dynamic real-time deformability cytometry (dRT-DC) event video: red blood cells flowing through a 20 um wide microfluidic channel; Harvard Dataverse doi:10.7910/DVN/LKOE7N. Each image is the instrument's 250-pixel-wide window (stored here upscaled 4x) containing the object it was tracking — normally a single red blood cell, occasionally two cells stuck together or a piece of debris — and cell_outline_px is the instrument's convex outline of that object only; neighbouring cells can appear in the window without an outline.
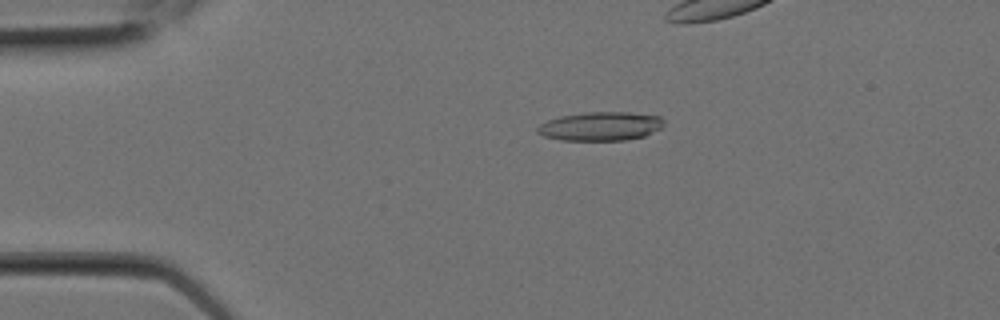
{"species": "Egyptian fruit bat (a non-hibernating species)", "species_latin": "Rousettus aegyptiacus", "temperature_condition": "room temperature", "stored_images_in_passage": 7, "camera_frame_rate_fps": 3000, "um_per_image_px": 0.085, "animal": {"sex": "female"}, "frame": {"image": 1, "passage_image": 3, "time_ms": 0.667, "image_size_px": [1000, 320], "cell_outline_px": [[664, 124], [660, 128], [644, 136], [624, 140], [560, 140], [544, 136], [536, 132], [536, 128], [540, 124], [548, 120], [560, 116], [584, 112], [628, 112], [660, 116], [664, 120]], "centroid_in_image_um": [51.03, 10.72], "position_along_channel_um": 34.0, "area_um2": 21.21}}
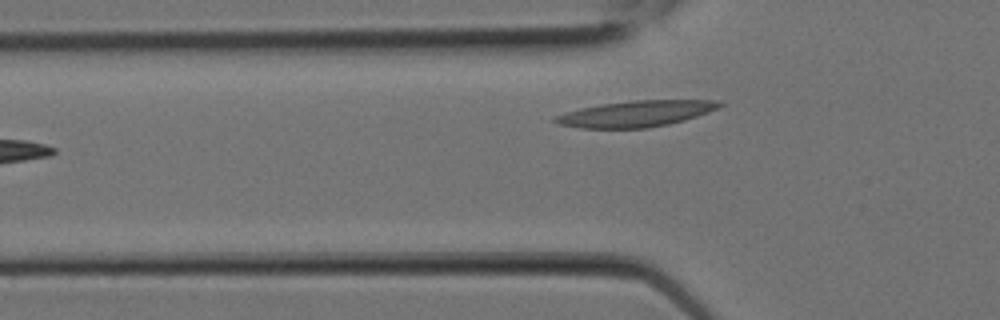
{"frame": {"image": 2, "passage_image": 7, "time_ms": 2.0, "image_size_px": [1000, 320], "cell_outline_px": [[724, 104], [708, 112], [684, 120], [668, 124], [648, 128], [580, 128], [560, 124], [552, 120], [556, 116], [580, 108], [600, 104], [632, 100], [720, 100]], "centroid_in_image_um": [54.07, 9.66], "position_along_channel_um": 71.7, "area_um2": 24.8}}